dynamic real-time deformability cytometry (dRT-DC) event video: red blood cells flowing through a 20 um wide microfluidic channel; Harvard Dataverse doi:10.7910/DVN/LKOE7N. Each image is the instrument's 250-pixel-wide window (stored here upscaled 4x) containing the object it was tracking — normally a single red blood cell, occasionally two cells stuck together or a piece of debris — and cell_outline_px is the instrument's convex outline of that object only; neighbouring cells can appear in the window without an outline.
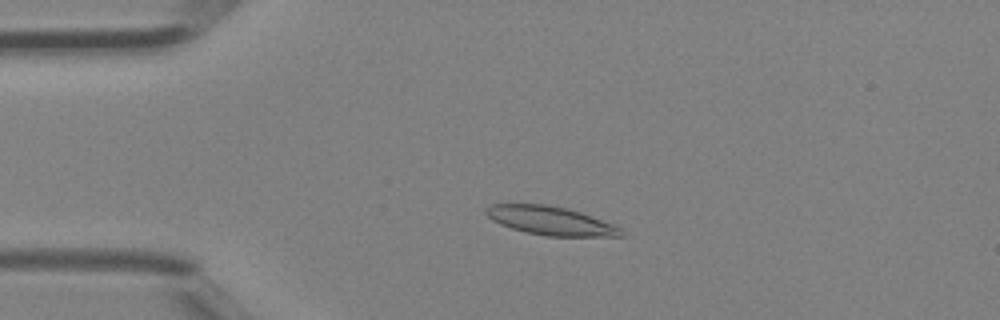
{"species": "Egyptian fruit bat (a non-hibernating species)", "species_latin": "Rousettus aegyptiacus", "temperature_condition": "room temperature", "stored_images_in_passage": 37, "camera_frame_rate_fps": 3000, "um_per_image_px": 0.085, "animal": {"sex": "female"}, "frame": {"image": 1, "passage_image": 8, "time_ms": 2.333, "image_size_px": [1000, 320], "cell_outline_px": [[624, 236], [548, 236], [528, 232], [512, 228], [500, 224], [492, 220], [484, 212], [484, 208], [492, 204], [544, 204], [568, 208], [616, 224], [620, 228]], "centroid_in_image_um": [46.81, 18.75], "position_along_channel_um": 38.2, "area_um2": 22.48}}
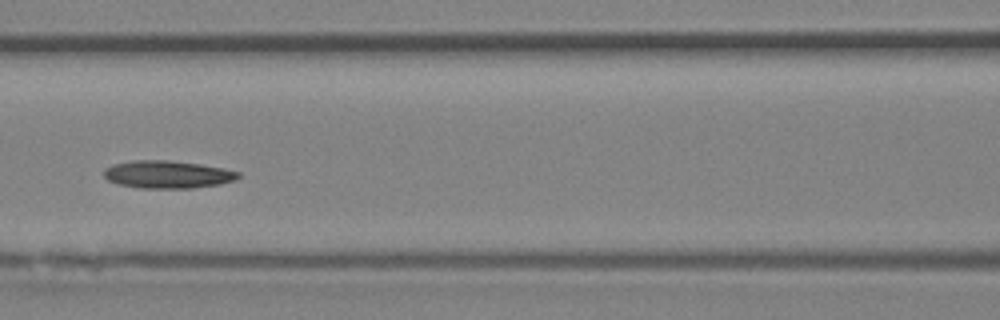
{"frame": {"image": 2, "passage_image": 17, "time_ms": 5.333, "image_size_px": [1000, 320], "cell_outline_px": [[240, 176], [236, 180], [220, 184], [192, 188], [140, 188], [120, 184], [108, 180], [104, 176], [104, 168], [112, 164], [132, 160], [168, 160], [200, 164], [224, 168], [240, 172]], "centroid_in_image_um": [14.25, 14.82], "position_along_channel_um": 152.4, "area_um2": 21.73}}
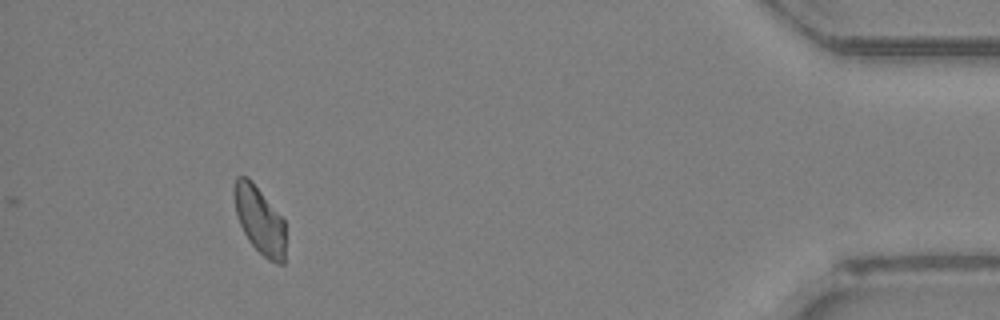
{"frame": {"image": 3, "passage_image": 37, "time_ms": 12.0, "image_size_px": [1000, 320], "cell_outline_px": [[284, 264], [276, 264], [268, 260], [248, 240], [240, 224], [236, 212], [232, 192], [232, 188], [236, 176], [248, 176], [252, 180], [284, 220]], "centroid_in_image_um": [22.03, 18.67], "position_along_channel_um": 413.2, "area_um2": 20.17}}